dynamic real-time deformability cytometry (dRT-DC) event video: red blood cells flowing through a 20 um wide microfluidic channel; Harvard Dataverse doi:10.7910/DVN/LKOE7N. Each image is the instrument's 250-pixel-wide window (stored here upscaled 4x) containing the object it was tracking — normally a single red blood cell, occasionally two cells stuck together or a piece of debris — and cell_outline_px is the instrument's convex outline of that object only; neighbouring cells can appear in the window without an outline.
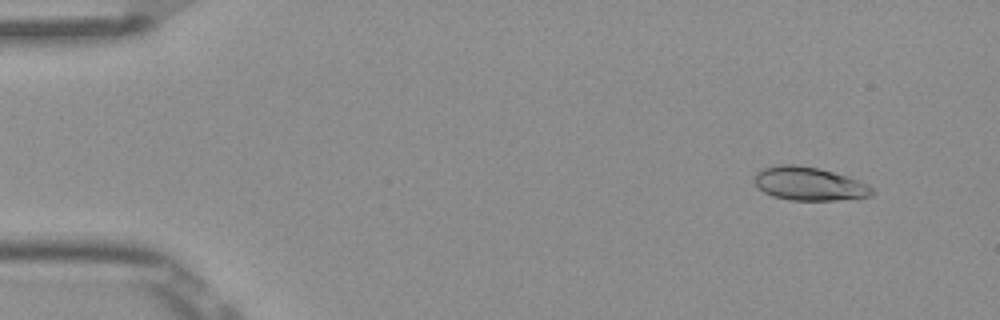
{"species": "Egyptian fruit bat (a non-hibernating species)", "species_latin": "Rousettus aegyptiacus", "temperature_condition": "room temperature", "stored_images_in_passage": 53, "camera_frame_rate_fps": 3000, "um_per_image_px": 0.085, "frame": {"image": 1, "passage_image": 5, "time_ms": 1.333, "image_size_px": [1000, 320], "cell_outline_px": [[876, 192], [872, 196], [856, 200], [792, 200], [772, 196], [764, 192], [756, 184], [756, 172], [764, 168], [780, 164], [796, 164], [820, 168], [848, 176], [868, 184]], "centroid_in_image_um": [68.87, 15.63], "position_along_channel_um": 16.1, "area_um2": 23.24}}
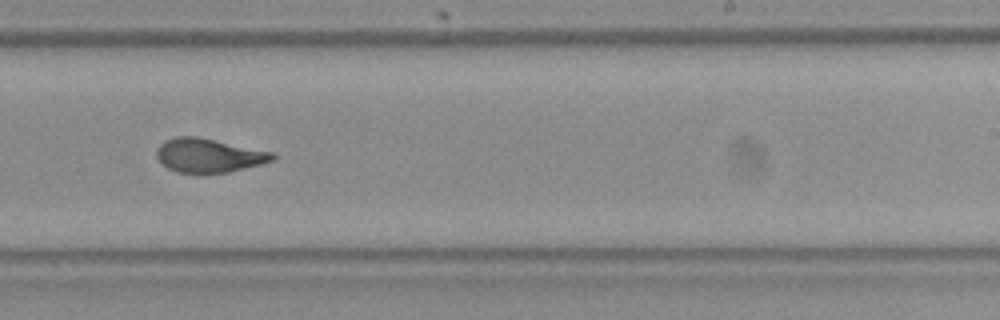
{"frame": {"image": 2, "passage_image": 33, "time_ms": 10.667, "image_size_px": [1000, 320], "cell_outline_px": [[276, 160], [228, 172], [176, 172], [168, 168], [156, 156], [156, 148], [164, 140], [176, 136], [196, 136], [276, 152]], "centroid_in_image_um": [17.77, 13.19], "position_along_channel_um": 271.2, "area_um2": 22.89}}
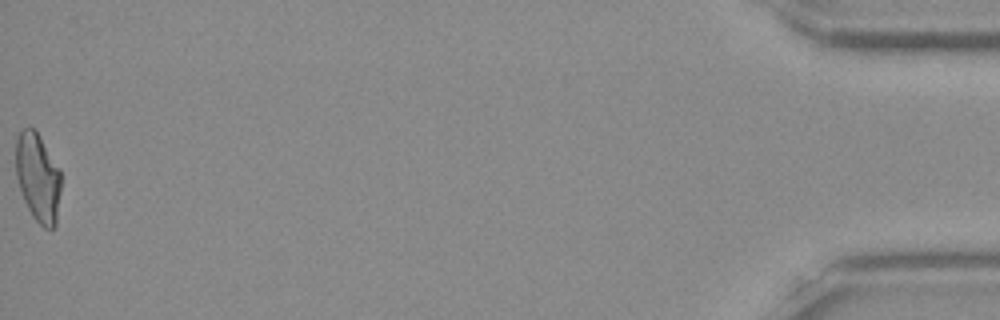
{"frame": {"image": 3, "passage_image": 53, "time_ms": 17.333, "image_size_px": [1000, 320], "cell_outline_px": [[60, 192], [56, 224], [52, 228], [44, 228], [32, 216], [24, 200], [16, 176], [16, 140], [20, 132], [24, 128], [32, 128], [40, 136], [60, 168]], "centroid_in_image_um": [3.23, 15.08], "position_along_channel_um": 432.0, "area_um2": 23.18}, "authors_computed_cell_mechanics": {"area_um2": 23.0622, "velocity_mm_per_s": 3.8865, "shape_relaxation_time_tau1_ms": 5.5786, "shape_relaxation_time_tau2_ms": 1.1369, "deformation_change_tau1": 0.1888, "deformation_change_tau2": 0.0746}}